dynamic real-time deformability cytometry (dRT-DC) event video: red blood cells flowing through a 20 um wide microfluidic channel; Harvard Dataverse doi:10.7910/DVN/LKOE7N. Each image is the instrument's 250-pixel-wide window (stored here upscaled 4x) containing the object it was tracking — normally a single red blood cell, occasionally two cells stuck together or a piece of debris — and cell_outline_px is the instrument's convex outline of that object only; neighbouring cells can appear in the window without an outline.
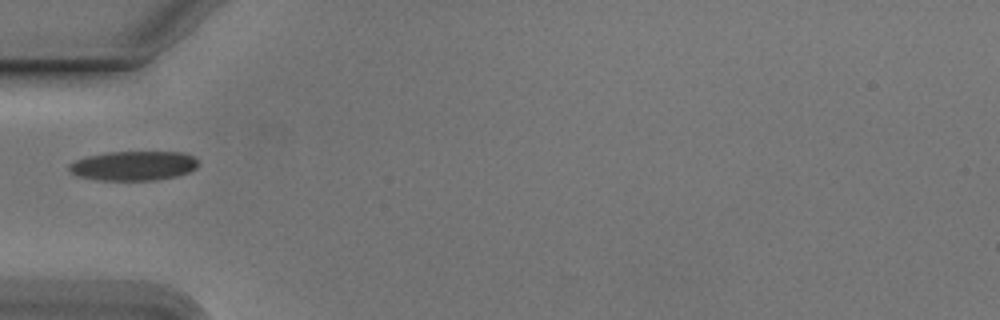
{"species": "Egyptian fruit bat (a non-hibernating species)", "species_latin": "Rousettus aegyptiacus", "temperature_condition": "cold", "stored_images_in_passage": 22, "camera_frame_rate_fps": 3000, "um_per_image_px": 0.085, "animal": {"sex": "male"}, "frame": {"image": 1, "passage_image": 1, "time_ms": 0.0, "image_size_px": [1000, 320], "cell_outline_px": [[200, 164], [196, 168], [188, 172], [176, 176], [156, 180], [96, 180], [80, 176], [68, 172], [68, 164], [76, 160], [88, 156], [108, 152], [184, 152], [192, 156]], "centroid_in_image_um": [11.34, 14.09], "position_along_channel_um": 73.7, "area_um2": 22.2}}
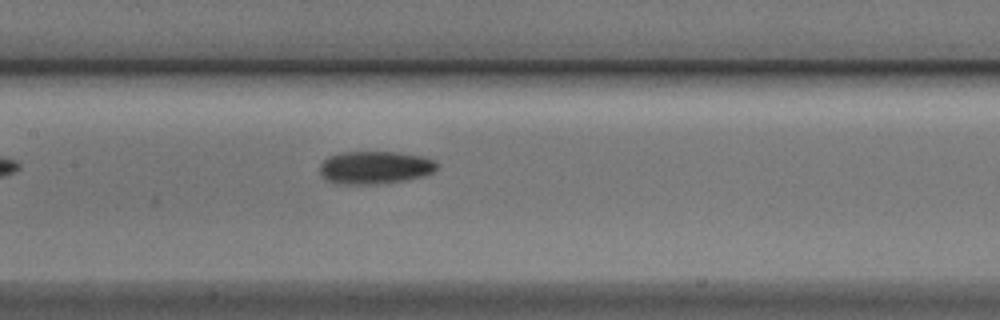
{"frame": {"image": 2, "passage_image": 9, "time_ms": 2.667, "image_size_px": [1000, 320], "cell_outline_px": [[436, 168], [432, 172], [424, 176], [384, 184], [340, 184], [328, 180], [320, 172], [320, 164], [328, 156], [340, 152], [400, 152], [424, 156], [432, 160], [436, 164]], "centroid_in_image_um": [31.87, 14.23], "position_along_channel_um": 175.5, "area_um2": 22.43}}
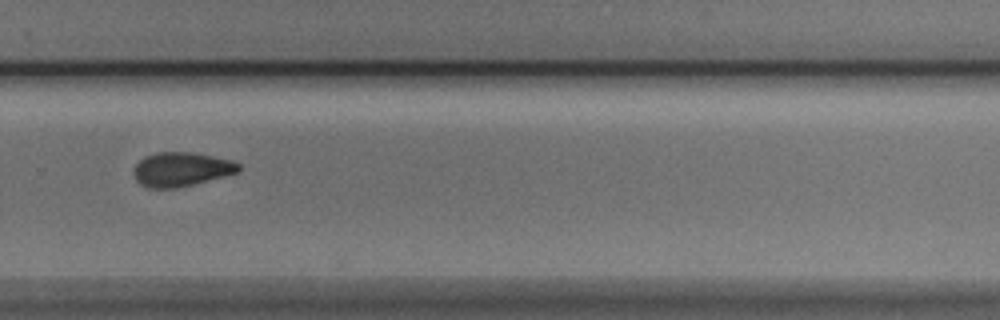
{"frame": {"image": 3, "passage_image": 20, "time_ms": 6.333, "image_size_px": [1000, 320], "cell_outline_px": [[240, 168], [236, 172], [224, 176], [176, 188], [148, 188], [140, 184], [136, 180], [132, 172], [136, 164], [144, 156], [156, 152], [192, 152], [232, 160], [240, 164]], "centroid_in_image_um": [15.36, 14.38], "position_along_channel_um": 314.4, "area_um2": 20.81}}